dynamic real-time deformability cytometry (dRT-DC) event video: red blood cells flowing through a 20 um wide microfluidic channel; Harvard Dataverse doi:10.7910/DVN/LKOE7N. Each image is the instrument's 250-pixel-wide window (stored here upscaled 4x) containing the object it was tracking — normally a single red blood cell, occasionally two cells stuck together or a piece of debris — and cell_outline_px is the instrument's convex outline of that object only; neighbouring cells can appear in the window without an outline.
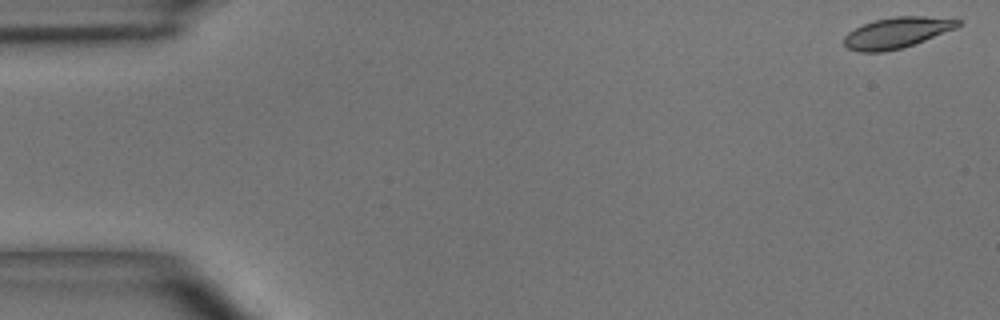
{"species": "common noctule bat (a hibernating species)", "species_latin": "Nyctalus noctula", "temperature_condition": "room temperature", "stored_images_in_passage": 9, "camera_frame_rate_fps": 3000, "um_per_image_px": 0.085, "animal": {"sex": "male", "body_mass_g": 15.6}, "frame": {"image": 1, "passage_image": 1, "time_ms": 0.0, "image_size_px": [1000, 320], "cell_outline_px": [[960, 24], [956, 28], [924, 40], [900, 48], [884, 52], [860, 52], [848, 48], [844, 44], [844, 36], [848, 32], [864, 24], [876, 20], [896, 16], [924, 16], [960, 20]], "centroid_in_image_um": [76.2, 2.78], "position_along_channel_um": 8.8, "area_um2": 20.06}}